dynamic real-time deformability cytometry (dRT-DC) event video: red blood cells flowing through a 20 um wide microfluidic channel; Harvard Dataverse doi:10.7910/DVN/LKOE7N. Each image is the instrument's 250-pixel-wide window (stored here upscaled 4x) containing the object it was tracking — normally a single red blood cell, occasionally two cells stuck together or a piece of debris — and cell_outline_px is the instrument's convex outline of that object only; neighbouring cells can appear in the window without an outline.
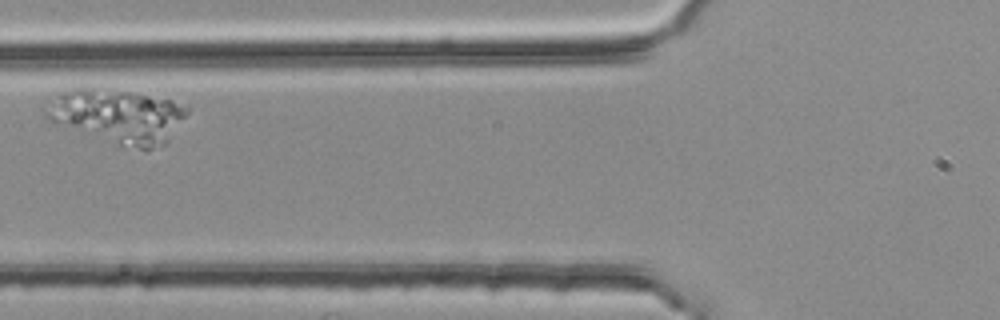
{"species": "common noctule bat (a hibernating species)", "species_latin": "Nyctalus noctula", "temperature_condition": "room temperature", "stored_images_in_passage": 3, "camera_frame_rate_fps": 3000, "um_per_image_px": 0.085, "animal": {"sex": "female", "body_mass_g": 25.1}, "frame": {"image": 1, "passage_image": 3, "time_ms": 0.667, "image_size_px": [1000, 320], "cell_outline_px": [[192, 108], [168, 140], [164, 144], [144, 152], [52, 124], [40, 112], [40, 108], [60, 92], [76, 88], [92, 88], [132, 92], [188, 104]], "centroid_in_image_um": [9.95, 9.88], "position_along_channel_um": 115.9, "area_um2": 45.2}}